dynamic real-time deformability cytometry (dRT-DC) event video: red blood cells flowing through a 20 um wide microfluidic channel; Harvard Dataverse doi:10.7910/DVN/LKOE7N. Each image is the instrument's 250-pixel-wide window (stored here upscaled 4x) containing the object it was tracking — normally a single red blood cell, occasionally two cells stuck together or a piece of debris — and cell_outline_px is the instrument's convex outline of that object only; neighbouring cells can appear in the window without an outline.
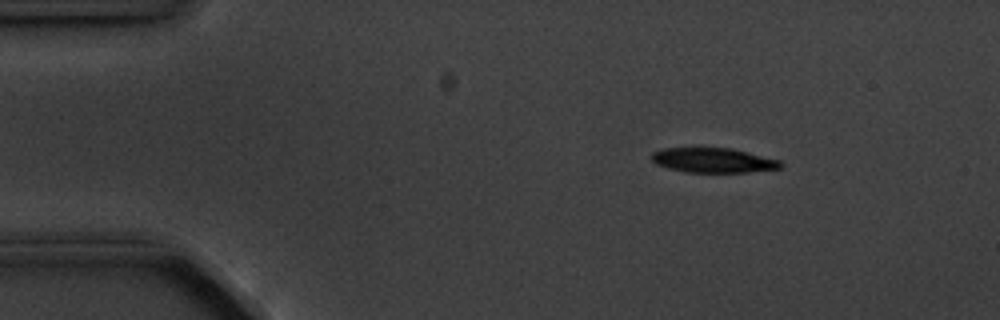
{"species": "common noctule bat (a hibernating species)", "species_latin": "Nyctalus noctula", "temperature_condition": "cold", "stored_images_in_passage": 4, "camera_frame_rate_fps": 3000, "um_per_image_px": 0.085, "animal": {"sex": "male", "body_mass_g": 20.1, "forearm_length_mm": 53.5}, "frame": {"image": 1, "passage_image": 2, "time_ms": 1.333, "image_size_px": [1000, 320], "cell_outline_px": [[784, 164], [780, 168], [748, 172], [688, 172], [668, 168], [656, 164], [652, 160], [652, 152], [664, 148], [728, 148], [780, 160]], "centroid_in_image_um": [60.61, 13.63], "position_along_channel_um": 24.4, "area_um2": 18.32}}